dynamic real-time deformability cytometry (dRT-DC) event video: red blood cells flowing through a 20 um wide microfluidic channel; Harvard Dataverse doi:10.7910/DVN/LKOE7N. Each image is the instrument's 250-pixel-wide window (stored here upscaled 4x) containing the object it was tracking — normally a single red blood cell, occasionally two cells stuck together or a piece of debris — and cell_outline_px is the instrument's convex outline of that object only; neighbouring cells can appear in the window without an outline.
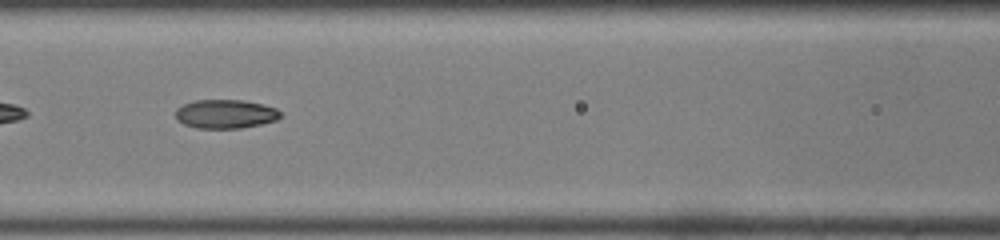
{"species": "common noctule bat (a hibernating species)", "species_latin": "Nyctalus noctula", "temperature_condition": "room temperature", "stored_images_in_passage": 39, "camera_frame_rate_fps": 3000, "um_per_image_px": 0.085, "animal": {"sex": "male", "body_mass_g": 19.0, "forearm_length_mm": 50.8}, "frame": {"image": 1, "passage_image": 12, "time_ms": 3.667, "image_size_px": [1000, 240], "cell_outline_px": [[284, 116], [276, 120], [260, 124], [240, 128], [196, 128], [184, 124], [176, 120], [176, 108], [184, 104], [196, 100], [244, 100], [264, 104], [276, 108]], "centroid_in_image_um": [19.18, 9.68], "position_along_channel_um": 147.4, "area_um2": 17.74}, "authors_computed_cell_mechanics": {"area_um2": 17.7446, "velocity_mm_per_s": 4.129, "shape_relaxation_time_tau1_ms": null, "shape_relaxation_time_tau2_ms": 1.8114, "deformation_change_tau1": null, "deformation_change_tau2": 0.0606}}